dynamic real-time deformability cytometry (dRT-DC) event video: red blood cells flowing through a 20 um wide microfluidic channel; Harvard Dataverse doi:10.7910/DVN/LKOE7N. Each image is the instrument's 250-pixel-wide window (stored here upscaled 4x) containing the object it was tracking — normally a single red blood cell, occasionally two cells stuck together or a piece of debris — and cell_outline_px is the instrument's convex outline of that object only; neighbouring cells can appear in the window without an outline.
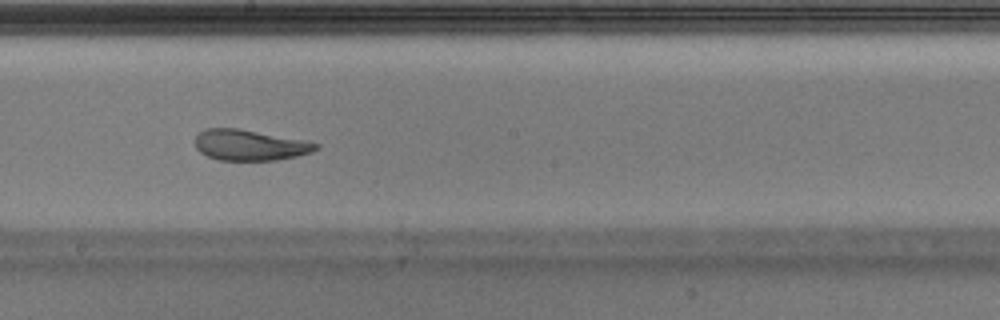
{"species": "Egyptian fruit bat (a non-hibernating species)", "species_latin": "Rousettus aegyptiacus", "temperature_condition": "warm", "stored_images_in_passage": 42, "camera_frame_rate_fps": 3000, "um_per_image_px": 0.085, "animal": {"sex": "male"}, "frame": {"image": 1, "passage_image": 24, "time_ms": 7.667, "image_size_px": [1000, 320], "cell_outline_px": [[320, 148], [312, 152], [296, 156], [276, 160], [216, 160], [200, 152], [196, 148], [196, 136], [204, 128], [236, 128], [304, 140], [320, 144]], "centroid_in_image_um": [21.23, 12.34], "position_along_channel_um": 227.0, "area_um2": 21.56}, "authors_computed_cell_mechanics": {"area_um2": 22.5709, "velocity_mm_per_s": 3.9457, "shape_relaxation_time_tau1_ms": null, "shape_relaxation_time_tau2_ms": 1.2827, "deformation_change_tau1": null, "deformation_change_tau2": 0.0598}}